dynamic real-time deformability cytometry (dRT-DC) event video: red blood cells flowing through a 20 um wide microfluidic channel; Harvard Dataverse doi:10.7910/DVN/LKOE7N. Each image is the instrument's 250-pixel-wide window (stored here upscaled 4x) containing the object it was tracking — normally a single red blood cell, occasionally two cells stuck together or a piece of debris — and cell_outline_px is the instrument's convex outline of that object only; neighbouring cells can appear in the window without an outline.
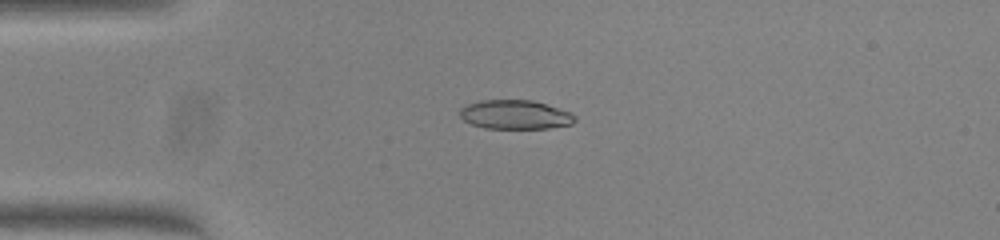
{"species": "common noctule bat (a hibernating species)", "species_latin": "Nyctalus noctula", "temperature_condition": "warm", "stored_images_in_passage": 44, "camera_frame_rate_fps": 3000, "um_per_image_px": 0.085, "animal": {"sex": "female", "body_mass_g": 23.0, "forearm_length_mm": 53.4}, "frame": {"image": 1, "passage_image": 6, "time_ms": 1.667, "image_size_px": [1000, 240], "cell_outline_px": [[576, 120], [572, 124], [548, 128], [484, 128], [472, 124], [464, 120], [460, 116], [460, 108], [468, 104], [480, 100], [532, 100], [568, 112], [576, 116]], "centroid_in_image_um": [43.76, 9.74], "position_along_channel_um": 41.2, "area_um2": 19.25}}
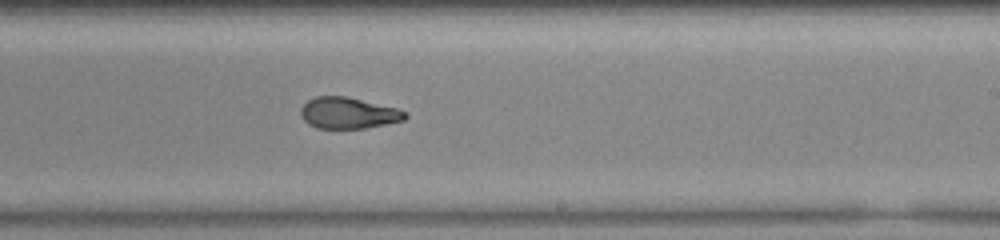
{"frame": {"image": 2, "passage_image": 24, "time_ms": 7.667, "image_size_px": [1000, 240], "cell_outline_px": [[408, 116], [404, 120], [364, 128], [316, 128], [308, 124], [300, 116], [300, 108], [308, 100], [316, 96], [348, 96], [396, 108], [408, 112]], "centroid_in_image_um": [29.59, 9.6], "position_along_channel_um": 259.4, "area_um2": 19.07}}
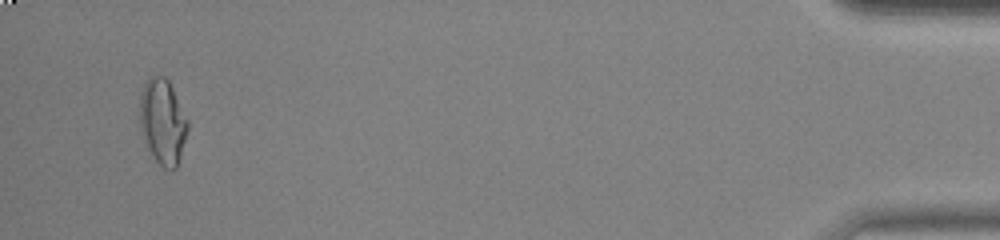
{"frame": {"image": 3, "passage_image": 42, "time_ms": 13.667, "image_size_px": [1000, 240], "cell_outline_px": [[188, 128], [180, 156], [176, 168], [164, 168], [156, 160], [148, 148], [144, 140], [140, 124], [140, 96], [144, 84], [148, 76], [164, 76], [168, 80], [188, 120]], "centroid_in_image_um": [13.82, 10.31], "position_along_channel_um": 421.4, "area_um2": 23.41}, "authors_computed_cell_mechanics": {"area_um2": 20.2878, "velocity_mm_per_s": 4.072, "shape_relaxation_time_tau1_ms": 8.2222, "shape_relaxation_time_tau2_ms": 1.7587, "deformation_change_tau1": 0.2442, "deformation_change_tau2": 0.0776}}